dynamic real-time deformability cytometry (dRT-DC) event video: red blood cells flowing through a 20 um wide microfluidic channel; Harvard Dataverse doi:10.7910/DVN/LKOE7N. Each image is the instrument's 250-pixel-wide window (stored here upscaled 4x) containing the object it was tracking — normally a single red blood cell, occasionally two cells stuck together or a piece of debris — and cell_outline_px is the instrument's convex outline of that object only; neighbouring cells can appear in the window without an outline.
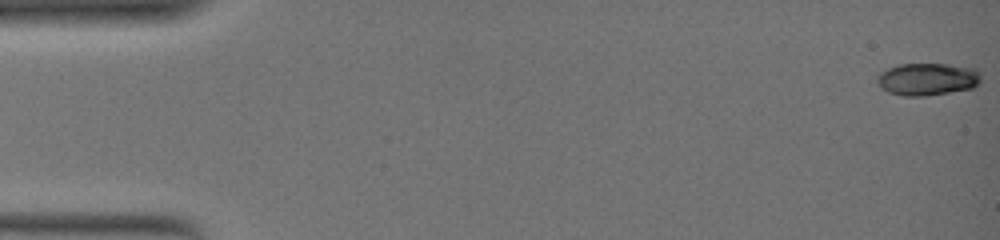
{"species": "common noctule bat (a hibernating species)", "species_latin": "Nyctalus noctula", "temperature_condition": "warm", "stored_images_in_passage": 29, "camera_frame_rate_fps": 3000, "um_per_image_px": 0.085, "animal": {"sex": "female", "body_mass_g": 19.0, "forearm_length_mm": 51.5}, "frame": {"image": 1, "passage_image": 1, "time_ms": 0.0, "image_size_px": [1000, 240], "cell_outline_px": [[980, 80], [972, 88], [924, 96], [904, 96], [888, 92], [880, 88], [876, 80], [876, 76], [880, 72], [888, 68], [900, 64], [948, 64], [976, 68], [980, 72]], "centroid_in_image_um": [78.79, 6.72], "position_along_channel_um": 6.2, "area_um2": 19.65}}
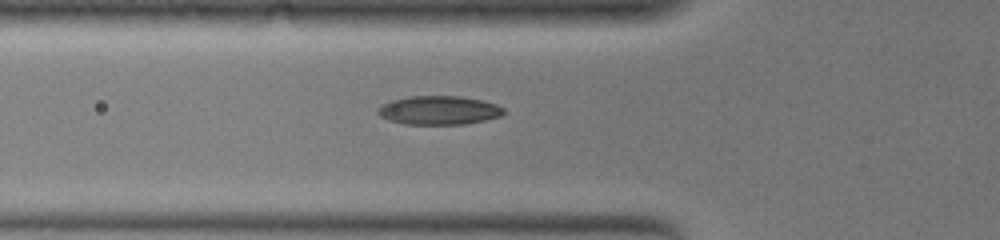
{"frame": {"image": 2, "passage_image": 21, "time_ms": 9.0, "image_size_px": [1000, 240], "cell_outline_px": [[504, 116], [464, 124], [404, 124], [388, 120], [380, 116], [376, 112], [376, 108], [392, 100], [408, 96], [460, 96], [480, 100], [496, 104], [504, 108]], "centroid_in_image_um": [37.3, 9.37], "position_along_channel_um": 88.5, "area_um2": 21.15}}
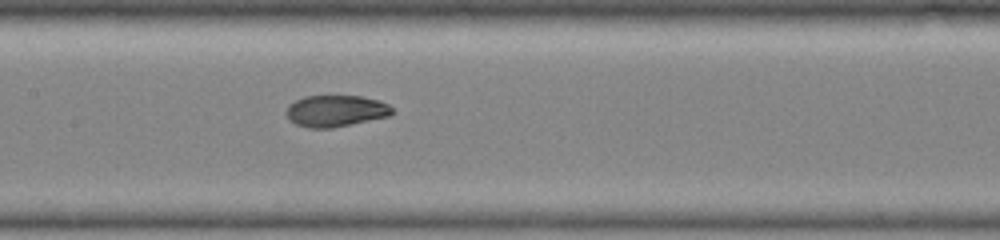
{"frame": {"image": 3, "passage_image": 29, "time_ms": 12.333, "image_size_px": [1000, 240], "cell_outline_px": [[396, 112], [388, 116], [332, 128], [308, 128], [296, 124], [288, 120], [284, 112], [288, 104], [304, 96], [360, 96], [380, 100], [388, 104]], "centroid_in_image_um": [28.5, 9.43], "position_along_channel_um": 178.9, "area_um2": 19.65}}